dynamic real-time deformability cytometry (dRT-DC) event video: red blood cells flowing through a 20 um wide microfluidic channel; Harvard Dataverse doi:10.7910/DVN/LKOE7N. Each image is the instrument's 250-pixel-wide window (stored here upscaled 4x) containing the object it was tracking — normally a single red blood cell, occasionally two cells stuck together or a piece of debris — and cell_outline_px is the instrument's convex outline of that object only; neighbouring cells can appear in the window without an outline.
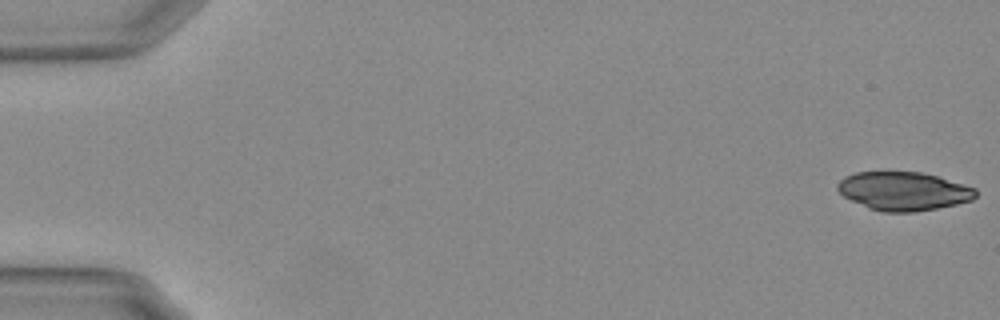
{"species": "Egyptian fruit bat (a non-hibernating species)", "species_latin": "Rousettus aegyptiacus", "temperature_condition": "warm", "stored_images_in_passage": 9, "camera_frame_rate_fps": 3000, "um_per_image_px": 0.085, "animal": {"sex": "female"}, "frame": {"image": 1, "passage_image": 1, "time_ms": 0.0, "image_size_px": [1000, 320], "cell_outline_px": [[976, 196], [972, 200], [956, 204], [936, 208], [912, 212], [884, 212], [868, 208], [844, 196], [836, 188], [836, 184], [844, 176], [856, 172], [920, 172], [936, 176], [976, 188]], "centroid_in_image_um": [76.78, 16.24], "position_along_channel_um": 8.2, "area_um2": 30.81}}